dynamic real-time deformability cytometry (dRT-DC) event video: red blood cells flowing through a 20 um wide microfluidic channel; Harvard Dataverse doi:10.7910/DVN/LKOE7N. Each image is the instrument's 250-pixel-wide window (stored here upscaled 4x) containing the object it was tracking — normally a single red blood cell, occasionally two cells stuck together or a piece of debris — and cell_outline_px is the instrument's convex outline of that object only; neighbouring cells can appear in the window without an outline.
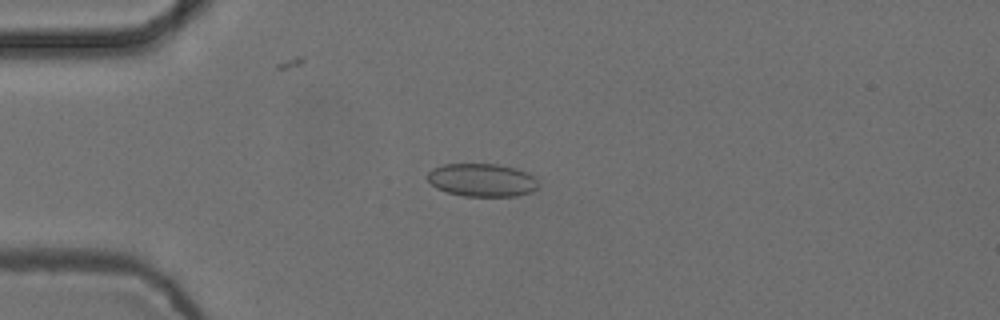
{"species": "common noctule bat (a hibernating species)", "species_latin": "Nyctalus noctula", "temperature_condition": "cold", "stored_images_in_passage": 55, "camera_frame_rate_fps": 3000, "um_per_image_px": 0.085, "animal": {"sex": "female", "body_mass_g": 24.6, "forearm_length_mm": 56.2}, "frame": {"image": 1, "passage_image": 14, "time_ms": 4.333, "image_size_px": [1000, 320], "cell_outline_px": [[540, 184], [532, 192], [516, 196], [464, 196], [448, 192], [436, 188], [428, 180], [428, 172], [432, 168], [444, 164], [496, 164], [516, 168], [528, 172]], "centroid_in_image_um": [40.98, 15.3], "position_along_channel_um": 44.0, "area_um2": 21.39}}
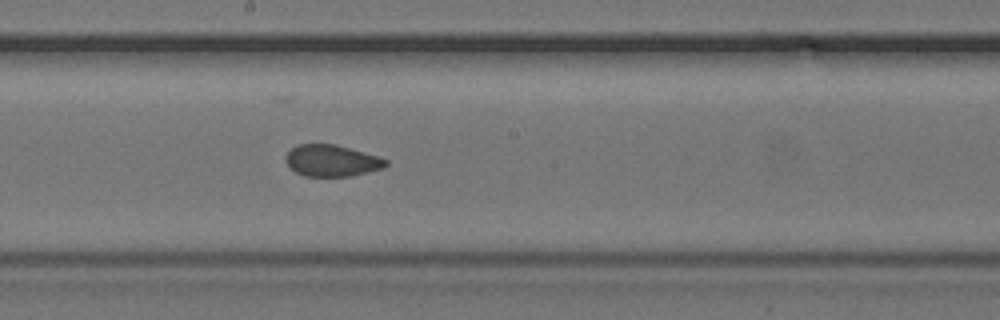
{"frame": {"image": 2, "passage_image": 30, "time_ms": 9.667, "image_size_px": [1000, 320], "cell_outline_px": [[388, 164], [384, 168], [352, 176], [304, 176], [296, 172], [284, 160], [284, 156], [296, 144], [336, 144], [380, 156], [388, 160]], "centroid_in_image_um": [28.22, 13.65], "position_along_channel_um": 220.0, "area_um2": 18.61}}
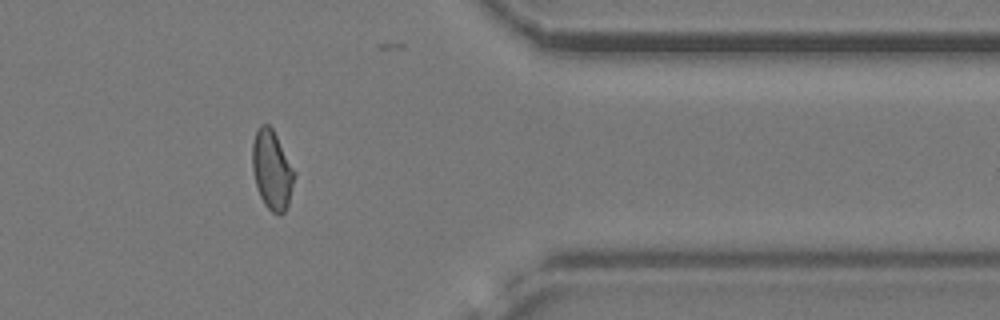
{"frame": {"image": 3, "passage_image": 45, "time_ms": 14.667, "image_size_px": [1000, 320], "cell_outline_px": [[296, 176], [288, 204], [284, 212], [280, 216], [272, 212], [264, 204], [260, 196], [256, 184], [252, 168], [252, 144], [256, 132], [260, 124], [268, 124], [272, 128], [296, 172]], "centroid_in_image_um": [23.13, 14.46], "position_along_channel_um": 388.3, "area_um2": 19.42}, "authors_computed_cell_mechanics": {"area_um2": 19.4208, "velocity_mm_per_s": 3.7142, "shape_relaxation_time_tau1_ms": null, "shape_relaxation_time_tau2_ms": 1.411, "deformation_change_tau1": null, "deformation_change_tau2": 0.0565}}